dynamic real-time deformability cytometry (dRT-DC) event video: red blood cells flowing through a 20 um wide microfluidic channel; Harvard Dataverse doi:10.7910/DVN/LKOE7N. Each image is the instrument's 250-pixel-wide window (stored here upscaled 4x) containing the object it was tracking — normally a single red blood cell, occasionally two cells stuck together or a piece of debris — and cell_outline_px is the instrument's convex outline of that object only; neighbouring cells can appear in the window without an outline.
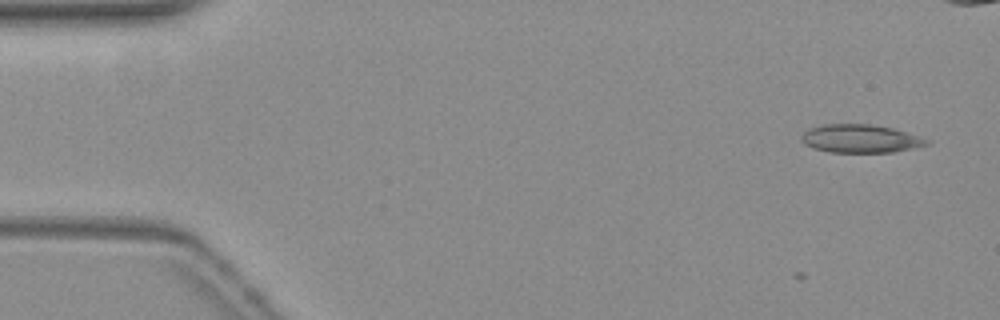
{"species": "common noctule bat (a hibernating species)", "species_latin": "Nyctalus noctula", "temperature_condition": "warm", "stored_images_in_passage": 3, "camera_frame_rate_fps": 3000, "um_per_image_px": 0.085, "animal": {"sex": "female", "body_mass_g": 19.3, "forearm_length_mm": 54.1}, "frame": {"image": 1, "passage_image": 1, "time_ms": 0.0, "image_size_px": [1000, 320], "cell_outline_px": [[928, 144], [892, 152], [828, 152], [804, 144], [800, 136], [804, 132], [812, 128], [824, 124], [868, 124], [892, 128], [928, 140]], "centroid_in_image_um": [73.07, 11.78], "position_along_channel_um": 11.9, "area_um2": 20.06}}